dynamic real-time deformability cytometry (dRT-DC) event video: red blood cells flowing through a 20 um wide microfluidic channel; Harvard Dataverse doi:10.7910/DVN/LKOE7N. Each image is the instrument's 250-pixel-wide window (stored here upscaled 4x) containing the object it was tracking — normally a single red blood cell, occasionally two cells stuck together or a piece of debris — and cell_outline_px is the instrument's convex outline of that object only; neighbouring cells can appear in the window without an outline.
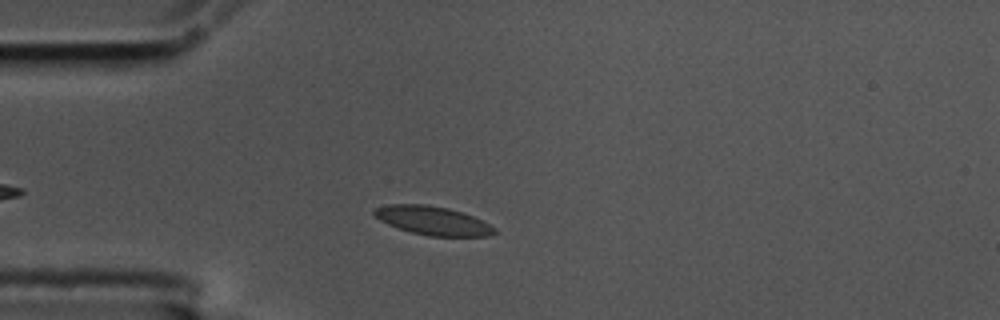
{"species": "common noctule bat (a hibernating species)", "species_latin": "Nyctalus noctula", "temperature_condition": "cold", "stored_images_in_passage": 43, "camera_frame_rate_fps": 3000, "um_per_image_px": 0.085, "animal": {"sex": "male", "body_mass_g": 17.5, "forearm_length_mm": 52.3}, "frame": {"image": 1, "passage_image": 9, "time_ms": 2.667, "image_size_px": [1000, 320], "cell_outline_px": [[492, 232], [476, 236], [440, 236], [416, 232], [392, 224], [380, 216], [376, 212], [388, 208], [440, 208], [456, 212], [468, 216], [476, 220]], "centroid_in_image_um": [36.9, 18.84], "position_along_channel_um": 48.1, "area_um2": 15.9}}
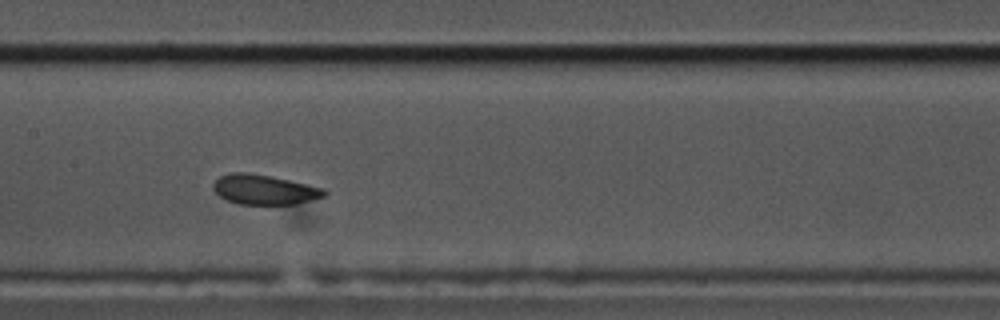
{"frame": {"image": 2, "passage_image": 22, "time_ms": 7.0, "image_size_px": [1000, 320], "cell_outline_px": [[324, 192], [320, 196], [288, 204], [248, 204], [232, 200], [224, 196], [216, 188], [216, 184], [224, 176], [264, 176], [300, 184], [316, 188]], "centroid_in_image_um": [22.5, 16.18], "position_along_channel_um": 184.9, "area_um2": 16.13}}
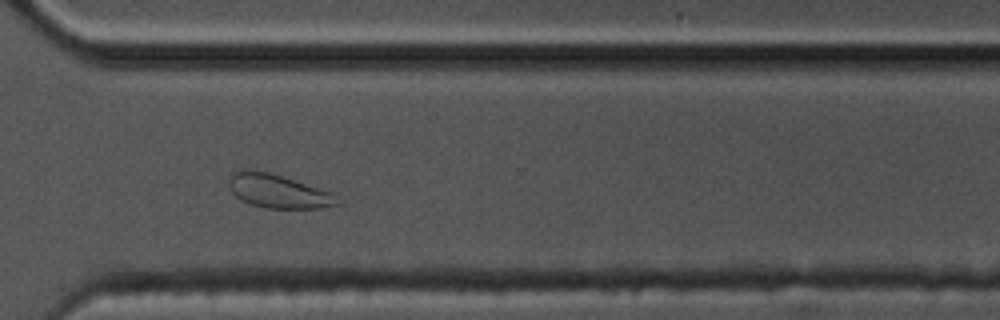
{"frame": {"image": 3, "passage_image": 36, "time_ms": 11.667, "image_size_px": [1000, 320], "cell_outline_px": [[324, 204], [308, 208], [276, 208], [256, 204], [244, 200], [240, 196], [244, 172], [260, 172], [276, 176], [300, 184], [316, 192]], "centroid_in_image_um": [23.55, 16.33], "position_along_channel_um": 347.1, "area_um2": 15.2}}